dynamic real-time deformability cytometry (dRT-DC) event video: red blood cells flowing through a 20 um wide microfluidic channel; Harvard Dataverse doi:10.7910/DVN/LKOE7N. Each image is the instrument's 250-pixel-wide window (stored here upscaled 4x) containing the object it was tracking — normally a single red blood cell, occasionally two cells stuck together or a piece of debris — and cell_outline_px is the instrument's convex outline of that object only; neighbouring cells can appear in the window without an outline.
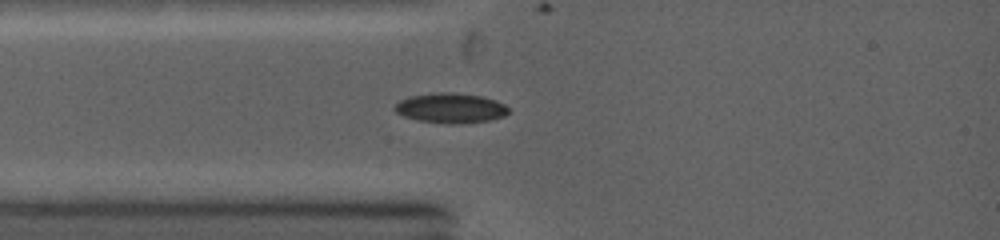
{"species": "common noctule bat (a hibernating species)", "species_latin": "Nyctalus noctula", "temperature_condition": "warm", "stored_images_in_passage": 15, "camera_frame_rate_fps": 5000, "um_per_image_px": 0.085, "animal": {"sex": "female", "body_mass_g": 19.0, "forearm_length_mm": 53.3}, "frame": {"image": 1, "passage_image": 1, "time_ms": 0.0, "image_size_px": [1000, 240], "cell_outline_px": [[508, 112], [504, 116], [488, 120], [460, 124], [448, 124], [416, 120], [404, 116], [396, 112], [392, 108], [400, 100], [412, 96], [480, 96], [504, 104], [508, 108]], "centroid_in_image_um": [38.29, 9.27], "position_along_channel_um": 46.7, "area_um2": 18.5}}
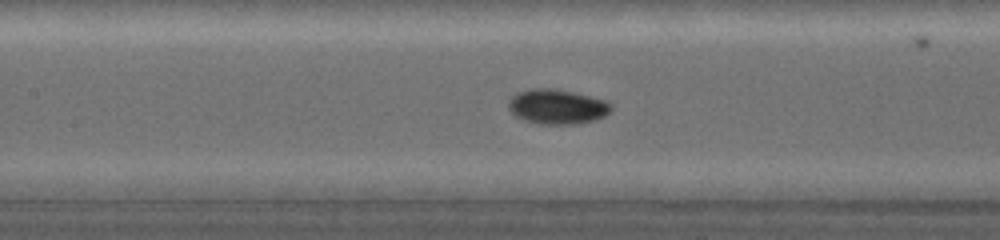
{"frame": {"image": 2, "passage_image": 7, "time_ms": 2.6, "image_size_px": [1000, 240], "cell_outline_px": [[612, 108], [604, 116], [596, 120], [576, 124], [540, 124], [524, 120], [516, 116], [508, 108], [508, 104], [512, 96], [520, 92], [568, 92], [604, 100], [612, 104]], "centroid_in_image_um": [47.4, 9.16], "position_along_channel_um": 160.0, "area_um2": 19.48}}
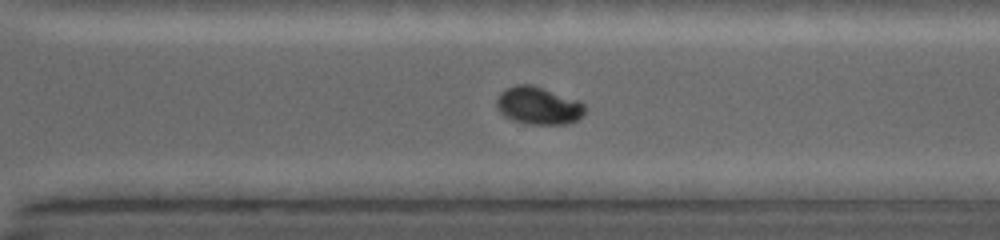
{"frame": {"image": 3, "passage_image": 14, "time_ms": 6.4, "image_size_px": [1000, 240], "cell_outline_px": [[588, 108], [576, 120], [564, 124], [524, 124], [512, 120], [504, 116], [500, 112], [496, 104], [496, 100], [500, 92], [516, 84], [532, 84], [580, 100]], "centroid_in_image_um": [45.77, 8.97], "position_along_channel_um": 324.8, "area_um2": 19.54}}